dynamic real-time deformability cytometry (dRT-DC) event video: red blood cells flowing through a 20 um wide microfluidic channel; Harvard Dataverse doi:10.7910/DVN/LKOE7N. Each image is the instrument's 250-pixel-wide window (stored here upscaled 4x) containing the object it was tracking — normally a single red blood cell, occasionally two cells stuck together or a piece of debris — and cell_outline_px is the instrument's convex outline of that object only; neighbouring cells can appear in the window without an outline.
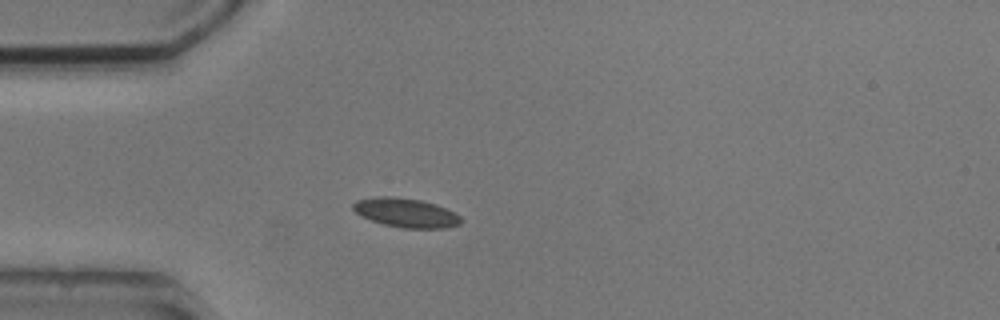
{"species": "common noctule bat (a hibernating species)", "species_latin": "Nyctalus noctula", "temperature_condition": "cold", "stored_images_in_passage": 1, "camera_frame_rate_fps": 3000, "um_per_image_px": 0.085, "animal": {"sex": "male", "body_mass_g": 20.5, "forearm_length_mm": 52.5}, "frame": {"image": 1, "passage_image": 1, "time_ms": 0.0, "image_size_px": [1000, 320], "cell_outline_px": [[464, 220], [460, 224], [448, 228], [404, 228], [384, 224], [360, 216], [352, 208], [352, 204], [356, 200], [376, 196], [392, 196], [420, 200], [436, 204], [456, 212]], "centroid_in_image_um": [34.53, 18.08], "position_along_channel_um": 50.5, "area_um2": 18.5}}